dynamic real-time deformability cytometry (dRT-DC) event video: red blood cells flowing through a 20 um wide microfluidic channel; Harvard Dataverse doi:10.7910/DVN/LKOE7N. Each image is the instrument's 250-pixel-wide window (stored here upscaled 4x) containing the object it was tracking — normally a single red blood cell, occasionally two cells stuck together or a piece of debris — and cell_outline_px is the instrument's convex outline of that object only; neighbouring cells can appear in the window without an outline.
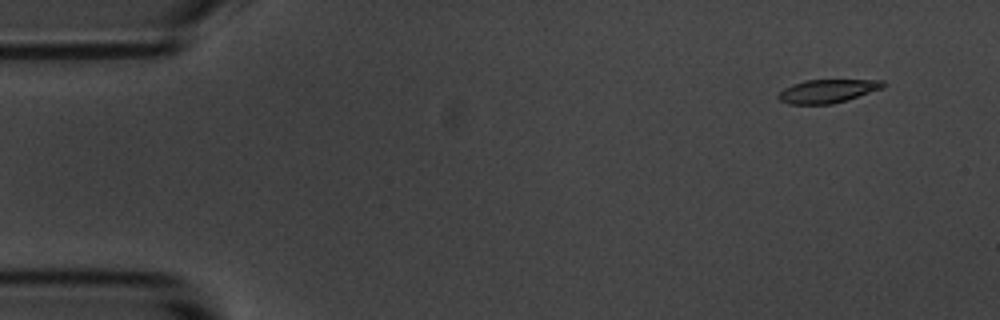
{"species": "common noctule bat (a hibernating species)", "species_latin": "Nyctalus noctula", "temperature_condition": "room temperature", "stored_images_in_passage": 5, "camera_frame_rate_fps": 3000, "um_per_image_px": 0.085, "animal": {"sex": "male", "body_mass_g": 20.1, "forearm_length_mm": 53.5}, "frame": {"image": 1, "passage_image": 2, "time_ms": 1.333, "image_size_px": [1000, 320], "cell_outline_px": [[884, 88], [832, 104], [788, 104], [780, 100], [776, 96], [784, 88], [792, 84], [804, 80], [884, 80]], "centroid_in_image_um": [70.31, 7.74], "position_along_channel_um": 14.7, "area_um2": 14.22}}
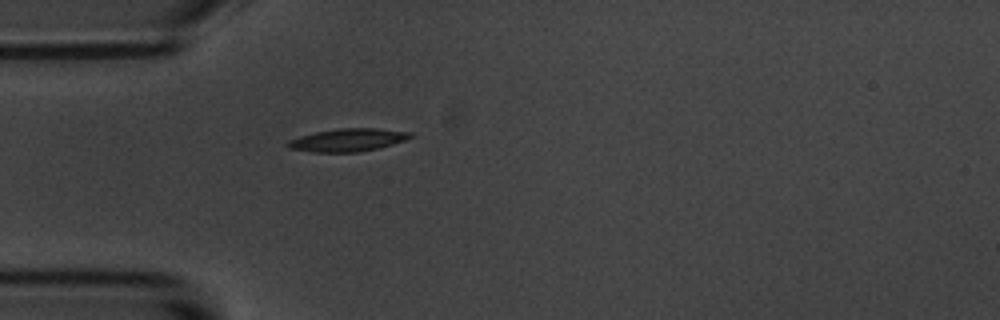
{"frame": {"image": 2, "passage_image": 5, "time_ms": 5.333, "image_size_px": [1000, 320], "cell_outline_px": [[412, 136], [404, 140], [392, 144], [360, 152], [312, 152], [288, 148], [284, 144], [288, 140], [300, 136], [316, 132], [340, 128], [376, 128], [412, 132]], "centroid_in_image_um": [29.51, 11.9], "position_along_channel_um": 55.5, "area_um2": 16.24}}